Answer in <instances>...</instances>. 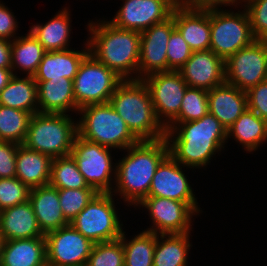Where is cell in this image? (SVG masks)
Listing matches in <instances>:
<instances>
[{
  "mask_svg": "<svg viewBox=\"0 0 267 266\" xmlns=\"http://www.w3.org/2000/svg\"><path fill=\"white\" fill-rule=\"evenodd\" d=\"M19 144L0 141V178H14L16 176V154Z\"/></svg>",
  "mask_w": 267,
  "mask_h": 266,
  "instance_id": "cell-42",
  "label": "cell"
},
{
  "mask_svg": "<svg viewBox=\"0 0 267 266\" xmlns=\"http://www.w3.org/2000/svg\"><path fill=\"white\" fill-rule=\"evenodd\" d=\"M103 17L85 25L89 53L123 80H138L140 32L116 27Z\"/></svg>",
  "mask_w": 267,
  "mask_h": 266,
  "instance_id": "cell-3",
  "label": "cell"
},
{
  "mask_svg": "<svg viewBox=\"0 0 267 266\" xmlns=\"http://www.w3.org/2000/svg\"><path fill=\"white\" fill-rule=\"evenodd\" d=\"M149 89L157 119L166 127L178 114L188 87L179 71L152 73L142 79Z\"/></svg>",
  "mask_w": 267,
  "mask_h": 266,
  "instance_id": "cell-13",
  "label": "cell"
},
{
  "mask_svg": "<svg viewBox=\"0 0 267 266\" xmlns=\"http://www.w3.org/2000/svg\"><path fill=\"white\" fill-rule=\"evenodd\" d=\"M240 0H192V7L236 6Z\"/></svg>",
  "mask_w": 267,
  "mask_h": 266,
  "instance_id": "cell-45",
  "label": "cell"
},
{
  "mask_svg": "<svg viewBox=\"0 0 267 266\" xmlns=\"http://www.w3.org/2000/svg\"><path fill=\"white\" fill-rule=\"evenodd\" d=\"M230 140L239 143L246 153H256L267 143V121L247 108L227 129V143Z\"/></svg>",
  "mask_w": 267,
  "mask_h": 266,
  "instance_id": "cell-26",
  "label": "cell"
},
{
  "mask_svg": "<svg viewBox=\"0 0 267 266\" xmlns=\"http://www.w3.org/2000/svg\"><path fill=\"white\" fill-rule=\"evenodd\" d=\"M175 29L173 15L164 22L154 24L140 33V53L138 79L168 71L167 45L171 32Z\"/></svg>",
  "mask_w": 267,
  "mask_h": 266,
  "instance_id": "cell-17",
  "label": "cell"
},
{
  "mask_svg": "<svg viewBox=\"0 0 267 266\" xmlns=\"http://www.w3.org/2000/svg\"><path fill=\"white\" fill-rule=\"evenodd\" d=\"M166 52L168 71H178L193 53L188 43L176 28L171 32Z\"/></svg>",
  "mask_w": 267,
  "mask_h": 266,
  "instance_id": "cell-39",
  "label": "cell"
},
{
  "mask_svg": "<svg viewBox=\"0 0 267 266\" xmlns=\"http://www.w3.org/2000/svg\"><path fill=\"white\" fill-rule=\"evenodd\" d=\"M0 105L30 112L32 115L39 113L34 77L13 74L0 92Z\"/></svg>",
  "mask_w": 267,
  "mask_h": 266,
  "instance_id": "cell-29",
  "label": "cell"
},
{
  "mask_svg": "<svg viewBox=\"0 0 267 266\" xmlns=\"http://www.w3.org/2000/svg\"><path fill=\"white\" fill-rule=\"evenodd\" d=\"M46 50L28 30L11 43V70L14 75L33 76ZM21 72V73H20Z\"/></svg>",
  "mask_w": 267,
  "mask_h": 266,
  "instance_id": "cell-30",
  "label": "cell"
},
{
  "mask_svg": "<svg viewBox=\"0 0 267 266\" xmlns=\"http://www.w3.org/2000/svg\"><path fill=\"white\" fill-rule=\"evenodd\" d=\"M0 266H47L45 237L5 241Z\"/></svg>",
  "mask_w": 267,
  "mask_h": 266,
  "instance_id": "cell-27",
  "label": "cell"
},
{
  "mask_svg": "<svg viewBox=\"0 0 267 266\" xmlns=\"http://www.w3.org/2000/svg\"><path fill=\"white\" fill-rule=\"evenodd\" d=\"M76 118L68 114H33L23 145L52 159L70 155L78 135Z\"/></svg>",
  "mask_w": 267,
  "mask_h": 266,
  "instance_id": "cell-6",
  "label": "cell"
},
{
  "mask_svg": "<svg viewBox=\"0 0 267 266\" xmlns=\"http://www.w3.org/2000/svg\"><path fill=\"white\" fill-rule=\"evenodd\" d=\"M116 161V178L112 190L124 209L131 211L148 197L153 176L160 163L169 155L166 138L156 141H139L123 151ZM122 200V201H121ZM127 206V207H126Z\"/></svg>",
  "mask_w": 267,
  "mask_h": 266,
  "instance_id": "cell-2",
  "label": "cell"
},
{
  "mask_svg": "<svg viewBox=\"0 0 267 266\" xmlns=\"http://www.w3.org/2000/svg\"><path fill=\"white\" fill-rule=\"evenodd\" d=\"M32 114L0 105V141L23 144Z\"/></svg>",
  "mask_w": 267,
  "mask_h": 266,
  "instance_id": "cell-34",
  "label": "cell"
},
{
  "mask_svg": "<svg viewBox=\"0 0 267 266\" xmlns=\"http://www.w3.org/2000/svg\"><path fill=\"white\" fill-rule=\"evenodd\" d=\"M208 113V91L201 88L187 87L179 114L169 124L199 120Z\"/></svg>",
  "mask_w": 267,
  "mask_h": 266,
  "instance_id": "cell-35",
  "label": "cell"
},
{
  "mask_svg": "<svg viewBox=\"0 0 267 266\" xmlns=\"http://www.w3.org/2000/svg\"><path fill=\"white\" fill-rule=\"evenodd\" d=\"M248 109L267 121V80L246 91Z\"/></svg>",
  "mask_w": 267,
  "mask_h": 266,
  "instance_id": "cell-41",
  "label": "cell"
},
{
  "mask_svg": "<svg viewBox=\"0 0 267 266\" xmlns=\"http://www.w3.org/2000/svg\"><path fill=\"white\" fill-rule=\"evenodd\" d=\"M28 200L44 235L69 224L63 216L57 188L50 185L31 188Z\"/></svg>",
  "mask_w": 267,
  "mask_h": 266,
  "instance_id": "cell-24",
  "label": "cell"
},
{
  "mask_svg": "<svg viewBox=\"0 0 267 266\" xmlns=\"http://www.w3.org/2000/svg\"><path fill=\"white\" fill-rule=\"evenodd\" d=\"M195 170L178 163L170 154L160 163L153 176L148 196L199 204L192 182L185 172ZM190 169V170H189ZM191 183V184H190Z\"/></svg>",
  "mask_w": 267,
  "mask_h": 266,
  "instance_id": "cell-16",
  "label": "cell"
},
{
  "mask_svg": "<svg viewBox=\"0 0 267 266\" xmlns=\"http://www.w3.org/2000/svg\"><path fill=\"white\" fill-rule=\"evenodd\" d=\"M109 22L116 27L143 32L154 24L164 22L172 16L176 5L171 0H121Z\"/></svg>",
  "mask_w": 267,
  "mask_h": 266,
  "instance_id": "cell-15",
  "label": "cell"
},
{
  "mask_svg": "<svg viewBox=\"0 0 267 266\" xmlns=\"http://www.w3.org/2000/svg\"><path fill=\"white\" fill-rule=\"evenodd\" d=\"M208 106L227 130L248 108L246 91L224 82L208 90Z\"/></svg>",
  "mask_w": 267,
  "mask_h": 266,
  "instance_id": "cell-23",
  "label": "cell"
},
{
  "mask_svg": "<svg viewBox=\"0 0 267 266\" xmlns=\"http://www.w3.org/2000/svg\"><path fill=\"white\" fill-rule=\"evenodd\" d=\"M5 5L4 1L0 0V38L13 41L20 33V22L12 12L13 10Z\"/></svg>",
  "mask_w": 267,
  "mask_h": 266,
  "instance_id": "cell-43",
  "label": "cell"
},
{
  "mask_svg": "<svg viewBox=\"0 0 267 266\" xmlns=\"http://www.w3.org/2000/svg\"><path fill=\"white\" fill-rule=\"evenodd\" d=\"M109 103L139 141L165 138L166 128L156 117L149 89L142 79L123 80Z\"/></svg>",
  "mask_w": 267,
  "mask_h": 266,
  "instance_id": "cell-4",
  "label": "cell"
},
{
  "mask_svg": "<svg viewBox=\"0 0 267 266\" xmlns=\"http://www.w3.org/2000/svg\"><path fill=\"white\" fill-rule=\"evenodd\" d=\"M176 6L192 7V0H171Z\"/></svg>",
  "mask_w": 267,
  "mask_h": 266,
  "instance_id": "cell-47",
  "label": "cell"
},
{
  "mask_svg": "<svg viewBox=\"0 0 267 266\" xmlns=\"http://www.w3.org/2000/svg\"><path fill=\"white\" fill-rule=\"evenodd\" d=\"M123 81L114 71L97 61L90 53L81 62L73 80L76 106L109 103Z\"/></svg>",
  "mask_w": 267,
  "mask_h": 266,
  "instance_id": "cell-11",
  "label": "cell"
},
{
  "mask_svg": "<svg viewBox=\"0 0 267 266\" xmlns=\"http://www.w3.org/2000/svg\"><path fill=\"white\" fill-rule=\"evenodd\" d=\"M47 22L30 23L29 31L42 44L46 52L71 49L72 14L70 6L59 8ZM71 46V47H70Z\"/></svg>",
  "mask_w": 267,
  "mask_h": 266,
  "instance_id": "cell-20",
  "label": "cell"
},
{
  "mask_svg": "<svg viewBox=\"0 0 267 266\" xmlns=\"http://www.w3.org/2000/svg\"><path fill=\"white\" fill-rule=\"evenodd\" d=\"M178 71L188 87L208 91L225 82V61L212 50L193 51Z\"/></svg>",
  "mask_w": 267,
  "mask_h": 266,
  "instance_id": "cell-18",
  "label": "cell"
},
{
  "mask_svg": "<svg viewBox=\"0 0 267 266\" xmlns=\"http://www.w3.org/2000/svg\"><path fill=\"white\" fill-rule=\"evenodd\" d=\"M242 6L249 16L255 39L262 40L267 36V0H249Z\"/></svg>",
  "mask_w": 267,
  "mask_h": 266,
  "instance_id": "cell-40",
  "label": "cell"
},
{
  "mask_svg": "<svg viewBox=\"0 0 267 266\" xmlns=\"http://www.w3.org/2000/svg\"><path fill=\"white\" fill-rule=\"evenodd\" d=\"M246 1H249V0H240V5H243Z\"/></svg>",
  "mask_w": 267,
  "mask_h": 266,
  "instance_id": "cell-50",
  "label": "cell"
},
{
  "mask_svg": "<svg viewBox=\"0 0 267 266\" xmlns=\"http://www.w3.org/2000/svg\"><path fill=\"white\" fill-rule=\"evenodd\" d=\"M96 194L93 188L58 189L59 203L65 219L72 221Z\"/></svg>",
  "mask_w": 267,
  "mask_h": 266,
  "instance_id": "cell-37",
  "label": "cell"
},
{
  "mask_svg": "<svg viewBox=\"0 0 267 266\" xmlns=\"http://www.w3.org/2000/svg\"><path fill=\"white\" fill-rule=\"evenodd\" d=\"M0 231L5 241L45 237L29 200L0 211Z\"/></svg>",
  "mask_w": 267,
  "mask_h": 266,
  "instance_id": "cell-25",
  "label": "cell"
},
{
  "mask_svg": "<svg viewBox=\"0 0 267 266\" xmlns=\"http://www.w3.org/2000/svg\"><path fill=\"white\" fill-rule=\"evenodd\" d=\"M267 80V47L262 40L238 50L225 61V82L247 91Z\"/></svg>",
  "mask_w": 267,
  "mask_h": 266,
  "instance_id": "cell-12",
  "label": "cell"
},
{
  "mask_svg": "<svg viewBox=\"0 0 267 266\" xmlns=\"http://www.w3.org/2000/svg\"><path fill=\"white\" fill-rule=\"evenodd\" d=\"M35 82L39 113L77 116L79 108L75 103L73 80L62 77V79ZM74 113L76 114L74 115Z\"/></svg>",
  "mask_w": 267,
  "mask_h": 266,
  "instance_id": "cell-22",
  "label": "cell"
},
{
  "mask_svg": "<svg viewBox=\"0 0 267 266\" xmlns=\"http://www.w3.org/2000/svg\"><path fill=\"white\" fill-rule=\"evenodd\" d=\"M11 43L0 38V68H11Z\"/></svg>",
  "mask_w": 267,
  "mask_h": 266,
  "instance_id": "cell-44",
  "label": "cell"
},
{
  "mask_svg": "<svg viewBox=\"0 0 267 266\" xmlns=\"http://www.w3.org/2000/svg\"><path fill=\"white\" fill-rule=\"evenodd\" d=\"M115 150L77 135L70 155L79 172L97 193H112L116 178ZM115 161V162H114Z\"/></svg>",
  "mask_w": 267,
  "mask_h": 266,
  "instance_id": "cell-10",
  "label": "cell"
},
{
  "mask_svg": "<svg viewBox=\"0 0 267 266\" xmlns=\"http://www.w3.org/2000/svg\"><path fill=\"white\" fill-rule=\"evenodd\" d=\"M141 208L142 211H146L149 222H152L144 230L155 234L190 233L194 229L192 226L195 218L204 212L199 204H186L174 199L154 196L146 197L134 209Z\"/></svg>",
  "mask_w": 267,
  "mask_h": 266,
  "instance_id": "cell-9",
  "label": "cell"
},
{
  "mask_svg": "<svg viewBox=\"0 0 267 266\" xmlns=\"http://www.w3.org/2000/svg\"><path fill=\"white\" fill-rule=\"evenodd\" d=\"M175 28L192 51H207L210 48V7L176 6L172 12Z\"/></svg>",
  "mask_w": 267,
  "mask_h": 266,
  "instance_id": "cell-19",
  "label": "cell"
},
{
  "mask_svg": "<svg viewBox=\"0 0 267 266\" xmlns=\"http://www.w3.org/2000/svg\"><path fill=\"white\" fill-rule=\"evenodd\" d=\"M13 75L11 68H0V92Z\"/></svg>",
  "mask_w": 267,
  "mask_h": 266,
  "instance_id": "cell-46",
  "label": "cell"
},
{
  "mask_svg": "<svg viewBox=\"0 0 267 266\" xmlns=\"http://www.w3.org/2000/svg\"><path fill=\"white\" fill-rule=\"evenodd\" d=\"M78 135L85 140L122 152L139 140L110 103L90 104L78 111Z\"/></svg>",
  "mask_w": 267,
  "mask_h": 266,
  "instance_id": "cell-5",
  "label": "cell"
},
{
  "mask_svg": "<svg viewBox=\"0 0 267 266\" xmlns=\"http://www.w3.org/2000/svg\"><path fill=\"white\" fill-rule=\"evenodd\" d=\"M118 200L112 193H97L69 223L94 244L119 239L125 227Z\"/></svg>",
  "mask_w": 267,
  "mask_h": 266,
  "instance_id": "cell-8",
  "label": "cell"
},
{
  "mask_svg": "<svg viewBox=\"0 0 267 266\" xmlns=\"http://www.w3.org/2000/svg\"><path fill=\"white\" fill-rule=\"evenodd\" d=\"M83 45H81L80 50L71 48L63 51L46 52L33 75L34 80L49 81L62 79V77L74 80L81 62L89 54L87 40L84 41L83 39Z\"/></svg>",
  "mask_w": 267,
  "mask_h": 266,
  "instance_id": "cell-21",
  "label": "cell"
},
{
  "mask_svg": "<svg viewBox=\"0 0 267 266\" xmlns=\"http://www.w3.org/2000/svg\"><path fill=\"white\" fill-rule=\"evenodd\" d=\"M4 243H5V239H4L3 234L0 231V260H1Z\"/></svg>",
  "mask_w": 267,
  "mask_h": 266,
  "instance_id": "cell-48",
  "label": "cell"
},
{
  "mask_svg": "<svg viewBox=\"0 0 267 266\" xmlns=\"http://www.w3.org/2000/svg\"><path fill=\"white\" fill-rule=\"evenodd\" d=\"M210 32L209 50L224 61L256 40L242 5L210 7Z\"/></svg>",
  "mask_w": 267,
  "mask_h": 266,
  "instance_id": "cell-7",
  "label": "cell"
},
{
  "mask_svg": "<svg viewBox=\"0 0 267 266\" xmlns=\"http://www.w3.org/2000/svg\"><path fill=\"white\" fill-rule=\"evenodd\" d=\"M126 233V229L123 230L120 237L124 248V266H153L157 234L144 229L130 237Z\"/></svg>",
  "mask_w": 267,
  "mask_h": 266,
  "instance_id": "cell-32",
  "label": "cell"
},
{
  "mask_svg": "<svg viewBox=\"0 0 267 266\" xmlns=\"http://www.w3.org/2000/svg\"><path fill=\"white\" fill-rule=\"evenodd\" d=\"M262 41L265 43L266 47H267V36H265Z\"/></svg>",
  "mask_w": 267,
  "mask_h": 266,
  "instance_id": "cell-49",
  "label": "cell"
},
{
  "mask_svg": "<svg viewBox=\"0 0 267 266\" xmlns=\"http://www.w3.org/2000/svg\"><path fill=\"white\" fill-rule=\"evenodd\" d=\"M124 248L121 239L93 245L86 266H124Z\"/></svg>",
  "mask_w": 267,
  "mask_h": 266,
  "instance_id": "cell-36",
  "label": "cell"
},
{
  "mask_svg": "<svg viewBox=\"0 0 267 266\" xmlns=\"http://www.w3.org/2000/svg\"><path fill=\"white\" fill-rule=\"evenodd\" d=\"M47 266H86L92 243L70 223L45 235Z\"/></svg>",
  "mask_w": 267,
  "mask_h": 266,
  "instance_id": "cell-14",
  "label": "cell"
},
{
  "mask_svg": "<svg viewBox=\"0 0 267 266\" xmlns=\"http://www.w3.org/2000/svg\"><path fill=\"white\" fill-rule=\"evenodd\" d=\"M52 158L49 155L18 145L16 176L30 189L49 185Z\"/></svg>",
  "mask_w": 267,
  "mask_h": 266,
  "instance_id": "cell-28",
  "label": "cell"
},
{
  "mask_svg": "<svg viewBox=\"0 0 267 266\" xmlns=\"http://www.w3.org/2000/svg\"><path fill=\"white\" fill-rule=\"evenodd\" d=\"M191 233L157 234L153 266H188L190 249L193 247Z\"/></svg>",
  "mask_w": 267,
  "mask_h": 266,
  "instance_id": "cell-31",
  "label": "cell"
},
{
  "mask_svg": "<svg viewBox=\"0 0 267 266\" xmlns=\"http://www.w3.org/2000/svg\"><path fill=\"white\" fill-rule=\"evenodd\" d=\"M166 140L169 154L181 165L193 170H206L221 152L226 151L227 130L208 113L199 120L168 124Z\"/></svg>",
  "mask_w": 267,
  "mask_h": 266,
  "instance_id": "cell-1",
  "label": "cell"
},
{
  "mask_svg": "<svg viewBox=\"0 0 267 266\" xmlns=\"http://www.w3.org/2000/svg\"><path fill=\"white\" fill-rule=\"evenodd\" d=\"M30 190L17 177L0 178V211L28 201Z\"/></svg>",
  "mask_w": 267,
  "mask_h": 266,
  "instance_id": "cell-38",
  "label": "cell"
},
{
  "mask_svg": "<svg viewBox=\"0 0 267 266\" xmlns=\"http://www.w3.org/2000/svg\"><path fill=\"white\" fill-rule=\"evenodd\" d=\"M49 185L57 189L92 188L79 172L71 155L52 159Z\"/></svg>",
  "mask_w": 267,
  "mask_h": 266,
  "instance_id": "cell-33",
  "label": "cell"
}]
</instances>
